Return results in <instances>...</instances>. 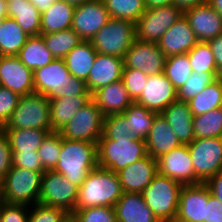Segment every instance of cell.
Listing matches in <instances>:
<instances>
[{"instance_id": "83f0119b", "label": "cell", "mask_w": 222, "mask_h": 222, "mask_svg": "<svg viewBox=\"0 0 222 222\" xmlns=\"http://www.w3.org/2000/svg\"><path fill=\"white\" fill-rule=\"evenodd\" d=\"M9 18L16 20L18 26L29 36L41 34V12L29 0L7 3Z\"/></svg>"}, {"instance_id": "9a60e30c", "label": "cell", "mask_w": 222, "mask_h": 222, "mask_svg": "<svg viewBox=\"0 0 222 222\" xmlns=\"http://www.w3.org/2000/svg\"><path fill=\"white\" fill-rule=\"evenodd\" d=\"M157 160V173L182 185H194V167L188 145L181 144Z\"/></svg>"}, {"instance_id": "30bf717a", "label": "cell", "mask_w": 222, "mask_h": 222, "mask_svg": "<svg viewBox=\"0 0 222 222\" xmlns=\"http://www.w3.org/2000/svg\"><path fill=\"white\" fill-rule=\"evenodd\" d=\"M104 115L91 99L59 131L68 140L97 144L103 133Z\"/></svg>"}, {"instance_id": "e575fe53", "label": "cell", "mask_w": 222, "mask_h": 222, "mask_svg": "<svg viewBox=\"0 0 222 222\" xmlns=\"http://www.w3.org/2000/svg\"><path fill=\"white\" fill-rule=\"evenodd\" d=\"M187 103L193 117L222 107V82L216 79Z\"/></svg>"}, {"instance_id": "7402d4cb", "label": "cell", "mask_w": 222, "mask_h": 222, "mask_svg": "<svg viewBox=\"0 0 222 222\" xmlns=\"http://www.w3.org/2000/svg\"><path fill=\"white\" fill-rule=\"evenodd\" d=\"M198 42L187 19L183 15L157 43L166 57L188 53Z\"/></svg>"}, {"instance_id": "8d00e7d4", "label": "cell", "mask_w": 222, "mask_h": 222, "mask_svg": "<svg viewBox=\"0 0 222 222\" xmlns=\"http://www.w3.org/2000/svg\"><path fill=\"white\" fill-rule=\"evenodd\" d=\"M110 18L123 19L134 24L146 11L144 0H102Z\"/></svg>"}, {"instance_id": "680465c9", "label": "cell", "mask_w": 222, "mask_h": 222, "mask_svg": "<svg viewBox=\"0 0 222 222\" xmlns=\"http://www.w3.org/2000/svg\"><path fill=\"white\" fill-rule=\"evenodd\" d=\"M207 2L216 10L222 17V0H207Z\"/></svg>"}, {"instance_id": "277c9868", "label": "cell", "mask_w": 222, "mask_h": 222, "mask_svg": "<svg viewBox=\"0 0 222 222\" xmlns=\"http://www.w3.org/2000/svg\"><path fill=\"white\" fill-rule=\"evenodd\" d=\"M147 155L146 142L142 139L133 137L105 138L102 135L97 143L98 167L111 170L114 173Z\"/></svg>"}, {"instance_id": "c3c4849f", "label": "cell", "mask_w": 222, "mask_h": 222, "mask_svg": "<svg viewBox=\"0 0 222 222\" xmlns=\"http://www.w3.org/2000/svg\"><path fill=\"white\" fill-rule=\"evenodd\" d=\"M30 206L4 203L0 207V222H28Z\"/></svg>"}, {"instance_id": "d6986e66", "label": "cell", "mask_w": 222, "mask_h": 222, "mask_svg": "<svg viewBox=\"0 0 222 222\" xmlns=\"http://www.w3.org/2000/svg\"><path fill=\"white\" fill-rule=\"evenodd\" d=\"M198 41L206 42L222 33V17L208 3L183 12Z\"/></svg>"}, {"instance_id": "d4e9b609", "label": "cell", "mask_w": 222, "mask_h": 222, "mask_svg": "<svg viewBox=\"0 0 222 222\" xmlns=\"http://www.w3.org/2000/svg\"><path fill=\"white\" fill-rule=\"evenodd\" d=\"M117 222H160L146 205L142 193H125L113 206Z\"/></svg>"}, {"instance_id": "be15d7a7", "label": "cell", "mask_w": 222, "mask_h": 222, "mask_svg": "<svg viewBox=\"0 0 222 222\" xmlns=\"http://www.w3.org/2000/svg\"><path fill=\"white\" fill-rule=\"evenodd\" d=\"M64 222H79L73 214H69Z\"/></svg>"}, {"instance_id": "7dc6e473", "label": "cell", "mask_w": 222, "mask_h": 222, "mask_svg": "<svg viewBox=\"0 0 222 222\" xmlns=\"http://www.w3.org/2000/svg\"><path fill=\"white\" fill-rule=\"evenodd\" d=\"M19 98L17 93L0 86V129L6 124L17 107Z\"/></svg>"}, {"instance_id": "7c38bea8", "label": "cell", "mask_w": 222, "mask_h": 222, "mask_svg": "<svg viewBox=\"0 0 222 222\" xmlns=\"http://www.w3.org/2000/svg\"><path fill=\"white\" fill-rule=\"evenodd\" d=\"M182 16L183 12L174 5L146 9L136 23V39L158 43L168 28Z\"/></svg>"}, {"instance_id": "8992f818", "label": "cell", "mask_w": 222, "mask_h": 222, "mask_svg": "<svg viewBox=\"0 0 222 222\" xmlns=\"http://www.w3.org/2000/svg\"><path fill=\"white\" fill-rule=\"evenodd\" d=\"M135 40L136 24L110 18L90 41L97 53L124 58Z\"/></svg>"}, {"instance_id": "db71d44e", "label": "cell", "mask_w": 222, "mask_h": 222, "mask_svg": "<svg viewBox=\"0 0 222 222\" xmlns=\"http://www.w3.org/2000/svg\"><path fill=\"white\" fill-rule=\"evenodd\" d=\"M213 194L222 203V170L215 176H212L206 183Z\"/></svg>"}, {"instance_id": "f5cc1de1", "label": "cell", "mask_w": 222, "mask_h": 222, "mask_svg": "<svg viewBox=\"0 0 222 222\" xmlns=\"http://www.w3.org/2000/svg\"><path fill=\"white\" fill-rule=\"evenodd\" d=\"M214 55L217 69L222 67V33L206 41Z\"/></svg>"}, {"instance_id": "6da1fadb", "label": "cell", "mask_w": 222, "mask_h": 222, "mask_svg": "<svg viewBox=\"0 0 222 222\" xmlns=\"http://www.w3.org/2000/svg\"><path fill=\"white\" fill-rule=\"evenodd\" d=\"M34 93L48 100L77 95H92L82 79L73 77L63 58H55L50 64L34 72Z\"/></svg>"}, {"instance_id": "bcb514c9", "label": "cell", "mask_w": 222, "mask_h": 222, "mask_svg": "<svg viewBox=\"0 0 222 222\" xmlns=\"http://www.w3.org/2000/svg\"><path fill=\"white\" fill-rule=\"evenodd\" d=\"M102 135L105 138L132 137L122 113L104 116Z\"/></svg>"}, {"instance_id": "f35d334b", "label": "cell", "mask_w": 222, "mask_h": 222, "mask_svg": "<svg viewBox=\"0 0 222 222\" xmlns=\"http://www.w3.org/2000/svg\"><path fill=\"white\" fill-rule=\"evenodd\" d=\"M193 73L187 53L166 57L164 74L178 90Z\"/></svg>"}, {"instance_id": "44dd1931", "label": "cell", "mask_w": 222, "mask_h": 222, "mask_svg": "<svg viewBox=\"0 0 222 222\" xmlns=\"http://www.w3.org/2000/svg\"><path fill=\"white\" fill-rule=\"evenodd\" d=\"M124 58L97 53L86 80L88 91L93 94L99 88L121 80Z\"/></svg>"}, {"instance_id": "603a6c76", "label": "cell", "mask_w": 222, "mask_h": 222, "mask_svg": "<svg viewBox=\"0 0 222 222\" xmlns=\"http://www.w3.org/2000/svg\"><path fill=\"white\" fill-rule=\"evenodd\" d=\"M147 153L154 159L181 145L172 127L161 113L153 120L147 139L145 140Z\"/></svg>"}, {"instance_id": "4316f807", "label": "cell", "mask_w": 222, "mask_h": 222, "mask_svg": "<svg viewBox=\"0 0 222 222\" xmlns=\"http://www.w3.org/2000/svg\"><path fill=\"white\" fill-rule=\"evenodd\" d=\"M92 99V95H77L49 100L51 130L59 132Z\"/></svg>"}, {"instance_id": "f1b7e54d", "label": "cell", "mask_w": 222, "mask_h": 222, "mask_svg": "<svg viewBox=\"0 0 222 222\" xmlns=\"http://www.w3.org/2000/svg\"><path fill=\"white\" fill-rule=\"evenodd\" d=\"M75 6L55 0L52 5L41 13V34L56 33L71 28Z\"/></svg>"}, {"instance_id": "e7e4bbea", "label": "cell", "mask_w": 222, "mask_h": 222, "mask_svg": "<svg viewBox=\"0 0 222 222\" xmlns=\"http://www.w3.org/2000/svg\"><path fill=\"white\" fill-rule=\"evenodd\" d=\"M217 79L222 82V67L218 71Z\"/></svg>"}, {"instance_id": "f546056e", "label": "cell", "mask_w": 222, "mask_h": 222, "mask_svg": "<svg viewBox=\"0 0 222 222\" xmlns=\"http://www.w3.org/2000/svg\"><path fill=\"white\" fill-rule=\"evenodd\" d=\"M96 56L97 51L93 48L91 41L83 40L63 59L70 74L86 82Z\"/></svg>"}, {"instance_id": "e0dca14e", "label": "cell", "mask_w": 222, "mask_h": 222, "mask_svg": "<svg viewBox=\"0 0 222 222\" xmlns=\"http://www.w3.org/2000/svg\"><path fill=\"white\" fill-rule=\"evenodd\" d=\"M208 186L205 183L183 185L179 194L175 222H205Z\"/></svg>"}, {"instance_id": "6125c7cd", "label": "cell", "mask_w": 222, "mask_h": 222, "mask_svg": "<svg viewBox=\"0 0 222 222\" xmlns=\"http://www.w3.org/2000/svg\"><path fill=\"white\" fill-rule=\"evenodd\" d=\"M63 1H65V2H67V3L76 7V6H79V5L83 4L86 1H89V0H63Z\"/></svg>"}, {"instance_id": "74e56055", "label": "cell", "mask_w": 222, "mask_h": 222, "mask_svg": "<svg viewBox=\"0 0 222 222\" xmlns=\"http://www.w3.org/2000/svg\"><path fill=\"white\" fill-rule=\"evenodd\" d=\"M194 139L222 137V107L193 117Z\"/></svg>"}, {"instance_id": "52a82bcc", "label": "cell", "mask_w": 222, "mask_h": 222, "mask_svg": "<svg viewBox=\"0 0 222 222\" xmlns=\"http://www.w3.org/2000/svg\"><path fill=\"white\" fill-rule=\"evenodd\" d=\"M1 129L51 130L48 98L36 93L20 96L17 107Z\"/></svg>"}, {"instance_id": "60d3db41", "label": "cell", "mask_w": 222, "mask_h": 222, "mask_svg": "<svg viewBox=\"0 0 222 222\" xmlns=\"http://www.w3.org/2000/svg\"><path fill=\"white\" fill-rule=\"evenodd\" d=\"M61 147L62 136L59 132H49L37 150L45 171L55 168L60 157Z\"/></svg>"}, {"instance_id": "ee69618b", "label": "cell", "mask_w": 222, "mask_h": 222, "mask_svg": "<svg viewBox=\"0 0 222 222\" xmlns=\"http://www.w3.org/2000/svg\"><path fill=\"white\" fill-rule=\"evenodd\" d=\"M72 214L79 222H117L113 207L100 206L74 210Z\"/></svg>"}, {"instance_id": "b9f144b4", "label": "cell", "mask_w": 222, "mask_h": 222, "mask_svg": "<svg viewBox=\"0 0 222 222\" xmlns=\"http://www.w3.org/2000/svg\"><path fill=\"white\" fill-rule=\"evenodd\" d=\"M218 73H192L189 79L177 90V100L188 102L217 79Z\"/></svg>"}, {"instance_id": "816d5d0a", "label": "cell", "mask_w": 222, "mask_h": 222, "mask_svg": "<svg viewBox=\"0 0 222 222\" xmlns=\"http://www.w3.org/2000/svg\"><path fill=\"white\" fill-rule=\"evenodd\" d=\"M205 222H222V203L213 194H211L209 188Z\"/></svg>"}, {"instance_id": "6f0895ef", "label": "cell", "mask_w": 222, "mask_h": 222, "mask_svg": "<svg viewBox=\"0 0 222 222\" xmlns=\"http://www.w3.org/2000/svg\"><path fill=\"white\" fill-rule=\"evenodd\" d=\"M144 2L147 9L166 5H173V0H144Z\"/></svg>"}, {"instance_id": "836d02e7", "label": "cell", "mask_w": 222, "mask_h": 222, "mask_svg": "<svg viewBox=\"0 0 222 222\" xmlns=\"http://www.w3.org/2000/svg\"><path fill=\"white\" fill-rule=\"evenodd\" d=\"M8 137L12 152H37L42 141L52 130L2 129Z\"/></svg>"}, {"instance_id": "2e32d148", "label": "cell", "mask_w": 222, "mask_h": 222, "mask_svg": "<svg viewBox=\"0 0 222 222\" xmlns=\"http://www.w3.org/2000/svg\"><path fill=\"white\" fill-rule=\"evenodd\" d=\"M0 86L19 96L34 93V73L17 56H0Z\"/></svg>"}, {"instance_id": "4dcf8cb0", "label": "cell", "mask_w": 222, "mask_h": 222, "mask_svg": "<svg viewBox=\"0 0 222 222\" xmlns=\"http://www.w3.org/2000/svg\"><path fill=\"white\" fill-rule=\"evenodd\" d=\"M17 57L33 72L50 64L55 59L40 35L30 36Z\"/></svg>"}, {"instance_id": "11a10c76", "label": "cell", "mask_w": 222, "mask_h": 222, "mask_svg": "<svg viewBox=\"0 0 222 222\" xmlns=\"http://www.w3.org/2000/svg\"><path fill=\"white\" fill-rule=\"evenodd\" d=\"M207 0H173V5L178 7L182 12L195 6L206 3Z\"/></svg>"}, {"instance_id": "03108f58", "label": "cell", "mask_w": 222, "mask_h": 222, "mask_svg": "<svg viewBox=\"0 0 222 222\" xmlns=\"http://www.w3.org/2000/svg\"><path fill=\"white\" fill-rule=\"evenodd\" d=\"M7 3L12 2V1H17V0H5Z\"/></svg>"}, {"instance_id": "9c48e42d", "label": "cell", "mask_w": 222, "mask_h": 222, "mask_svg": "<svg viewBox=\"0 0 222 222\" xmlns=\"http://www.w3.org/2000/svg\"><path fill=\"white\" fill-rule=\"evenodd\" d=\"M188 149L194 167V185L206 183L222 170V137L194 139Z\"/></svg>"}, {"instance_id": "ac0fdd59", "label": "cell", "mask_w": 222, "mask_h": 222, "mask_svg": "<svg viewBox=\"0 0 222 222\" xmlns=\"http://www.w3.org/2000/svg\"><path fill=\"white\" fill-rule=\"evenodd\" d=\"M176 100L177 89L162 73L148 76L143 92L134 102L155 113H161Z\"/></svg>"}, {"instance_id": "3957f363", "label": "cell", "mask_w": 222, "mask_h": 222, "mask_svg": "<svg viewBox=\"0 0 222 222\" xmlns=\"http://www.w3.org/2000/svg\"><path fill=\"white\" fill-rule=\"evenodd\" d=\"M97 166V144L62 137L60 157L53 171L80 187Z\"/></svg>"}, {"instance_id": "4fadbf2b", "label": "cell", "mask_w": 222, "mask_h": 222, "mask_svg": "<svg viewBox=\"0 0 222 222\" xmlns=\"http://www.w3.org/2000/svg\"><path fill=\"white\" fill-rule=\"evenodd\" d=\"M109 19L102 0H89L75 7L71 28L82 40L90 41Z\"/></svg>"}, {"instance_id": "ba28073f", "label": "cell", "mask_w": 222, "mask_h": 222, "mask_svg": "<svg viewBox=\"0 0 222 222\" xmlns=\"http://www.w3.org/2000/svg\"><path fill=\"white\" fill-rule=\"evenodd\" d=\"M43 173L12 166L3 179L5 202L28 206L38 203Z\"/></svg>"}, {"instance_id": "8fae6325", "label": "cell", "mask_w": 222, "mask_h": 222, "mask_svg": "<svg viewBox=\"0 0 222 222\" xmlns=\"http://www.w3.org/2000/svg\"><path fill=\"white\" fill-rule=\"evenodd\" d=\"M79 187L53 170L42 175L39 204L62 208L69 214L75 210Z\"/></svg>"}, {"instance_id": "5b68a950", "label": "cell", "mask_w": 222, "mask_h": 222, "mask_svg": "<svg viewBox=\"0 0 222 222\" xmlns=\"http://www.w3.org/2000/svg\"><path fill=\"white\" fill-rule=\"evenodd\" d=\"M182 186L181 183L157 173L143 190L146 205L160 222L175 220Z\"/></svg>"}, {"instance_id": "d6a6232c", "label": "cell", "mask_w": 222, "mask_h": 222, "mask_svg": "<svg viewBox=\"0 0 222 222\" xmlns=\"http://www.w3.org/2000/svg\"><path fill=\"white\" fill-rule=\"evenodd\" d=\"M122 114L125 116L130 135L135 139L146 140L158 113L133 102Z\"/></svg>"}, {"instance_id": "f6af8a7d", "label": "cell", "mask_w": 222, "mask_h": 222, "mask_svg": "<svg viewBox=\"0 0 222 222\" xmlns=\"http://www.w3.org/2000/svg\"><path fill=\"white\" fill-rule=\"evenodd\" d=\"M147 78L148 75L138 69L123 68L121 80L133 101L143 92Z\"/></svg>"}, {"instance_id": "484cf974", "label": "cell", "mask_w": 222, "mask_h": 222, "mask_svg": "<svg viewBox=\"0 0 222 222\" xmlns=\"http://www.w3.org/2000/svg\"><path fill=\"white\" fill-rule=\"evenodd\" d=\"M161 114L172 127L181 144L188 145L194 140L193 116L187 102L176 100Z\"/></svg>"}, {"instance_id": "1f68e13d", "label": "cell", "mask_w": 222, "mask_h": 222, "mask_svg": "<svg viewBox=\"0 0 222 222\" xmlns=\"http://www.w3.org/2000/svg\"><path fill=\"white\" fill-rule=\"evenodd\" d=\"M29 37L15 19L4 18L0 24V56H17Z\"/></svg>"}, {"instance_id": "5bb4252c", "label": "cell", "mask_w": 222, "mask_h": 222, "mask_svg": "<svg viewBox=\"0 0 222 222\" xmlns=\"http://www.w3.org/2000/svg\"><path fill=\"white\" fill-rule=\"evenodd\" d=\"M166 56L157 43L141 42L137 39L124 57V68L138 69L146 75L164 73Z\"/></svg>"}, {"instance_id": "ab89813d", "label": "cell", "mask_w": 222, "mask_h": 222, "mask_svg": "<svg viewBox=\"0 0 222 222\" xmlns=\"http://www.w3.org/2000/svg\"><path fill=\"white\" fill-rule=\"evenodd\" d=\"M187 55L193 73H218L214 55L207 42L198 41Z\"/></svg>"}, {"instance_id": "d590c367", "label": "cell", "mask_w": 222, "mask_h": 222, "mask_svg": "<svg viewBox=\"0 0 222 222\" xmlns=\"http://www.w3.org/2000/svg\"><path fill=\"white\" fill-rule=\"evenodd\" d=\"M40 36L54 58H64L83 41L72 28L56 33L40 34Z\"/></svg>"}, {"instance_id": "ffe728a7", "label": "cell", "mask_w": 222, "mask_h": 222, "mask_svg": "<svg viewBox=\"0 0 222 222\" xmlns=\"http://www.w3.org/2000/svg\"><path fill=\"white\" fill-rule=\"evenodd\" d=\"M157 174V160L147 155L117 172L122 191L142 193Z\"/></svg>"}, {"instance_id": "f907efd6", "label": "cell", "mask_w": 222, "mask_h": 222, "mask_svg": "<svg viewBox=\"0 0 222 222\" xmlns=\"http://www.w3.org/2000/svg\"><path fill=\"white\" fill-rule=\"evenodd\" d=\"M12 167V150L7 135L0 129V179H4Z\"/></svg>"}, {"instance_id": "681fc988", "label": "cell", "mask_w": 222, "mask_h": 222, "mask_svg": "<svg viewBox=\"0 0 222 222\" xmlns=\"http://www.w3.org/2000/svg\"><path fill=\"white\" fill-rule=\"evenodd\" d=\"M12 166L45 172L38 152H12Z\"/></svg>"}, {"instance_id": "7bdbcfd3", "label": "cell", "mask_w": 222, "mask_h": 222, "mask_svg": "<svg viewBox=\"0 0 222 222\" xmlns=\"http://www.w3.org/2000/svg\"><path fill=\"white\" fill-rule=\"evenodd\" d=\"M34 206V207H33ZM28 222H64L69 213L62 208L36 203L31 205Z\"/></svg>"}, {"instance_id": "91938a15", "label": "cell", "mask_w": 222, "mask_h": 222, "mask_svg": "<svg viewBox=\"0 0 222 222\" xmlns=\"http://www.w3.org/2000/svg\"><path fill=\"white\" fill-rule=\"evenodd\" d=\"M6 17H8L7 2L5 0H0V18Z\"/></svg>"}, {"instance_id": "cb8c5ba5", "label": "cell", "mask_w": 222, "mask_h": 222, "mask_svg": "<svg viewBox=\"0 0 222 222\" xmlns=\"http://www.w3.org/2000/svg\"><path fill=\"white\" fill-rule=\"evenodd\" d=\"M92 99L104 116L123 113L134 102L122 80L99 88Z\"/></svg>"}, {"instance_id": "94428289", "label": "cell", "mask_w": 222, "mask_h": 222, "mask_svg": "<svg viewBox=\"0 0 222 222\" xmlns=\"http://www.w3.org/2000/svg\"><path fill=\"white\" fill-rule=\"evenodd\" d=\"M5 203L4 199V189H3V180L0 179V207Z\"/></svg>"}, {"instance_id": "9f6ffc18", "label": "cell", "mask_w": 222, "mask_h": 222, "mask_svg": "<svg viewBox=\"0 0 222 222\" xmlns=\"http://www.w3.org/2000/svg\"><path fill=\"white\" fill-rule=\"evenodd\" d=\"M41 13L46 11L55 0H29Z\"/></svg>"}, {"instance_id": "7a4b0ae2", "label": "cell", "mask_w": 222, "mask_h": 222, "mask_svg": "<svg viewBox=\"0 0 222 222\" xmlns=\"http://www.w3.org/2000/svg\"><path fill=\"white\" fill-rule=\"evenodd\" d=\"M123 194L117 173L96 167L78 190L75 210L92 207H113Z\"/></svg>"}]
</instances>
